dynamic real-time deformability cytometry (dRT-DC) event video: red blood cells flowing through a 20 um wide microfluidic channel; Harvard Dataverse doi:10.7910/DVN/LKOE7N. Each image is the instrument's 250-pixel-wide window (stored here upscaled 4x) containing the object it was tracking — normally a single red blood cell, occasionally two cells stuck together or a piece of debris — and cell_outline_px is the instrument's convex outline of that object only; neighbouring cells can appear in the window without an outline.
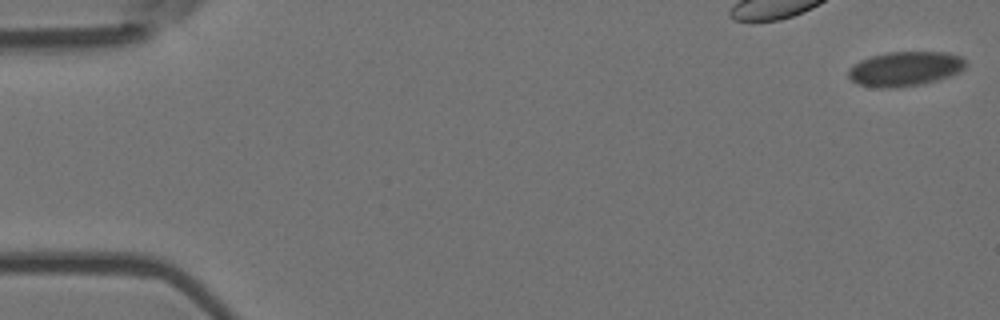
{"species": "Egyptian fruit bat (a non-hibernating species)", "species_latin": "Rousettus aegyptiacus", "temperature_condition": "room temperature", "stored_images_in_passage": 6, "camera_frame_rate_fps": 3000, "um_per_image_px": 0.085, "animal": {"sex": "female"}, "frame": {"image": 1, "passage_image": 1, "time_ms": 0.0, "image_size_px": [1000, 320], "cell_outline_px": [[968, 64], [960, 72], [924, 84], [896, 88], [880, 88], [856, 84], [848, 76], [848, 68], [852, 64], [860, 60], [872, 56], [888, 52], [948, 52], [960, 56]], "centroid_in_image_um": [76.91, 5.85], "position_along_channel_um": 8.1, "area_um2": 23.87}}